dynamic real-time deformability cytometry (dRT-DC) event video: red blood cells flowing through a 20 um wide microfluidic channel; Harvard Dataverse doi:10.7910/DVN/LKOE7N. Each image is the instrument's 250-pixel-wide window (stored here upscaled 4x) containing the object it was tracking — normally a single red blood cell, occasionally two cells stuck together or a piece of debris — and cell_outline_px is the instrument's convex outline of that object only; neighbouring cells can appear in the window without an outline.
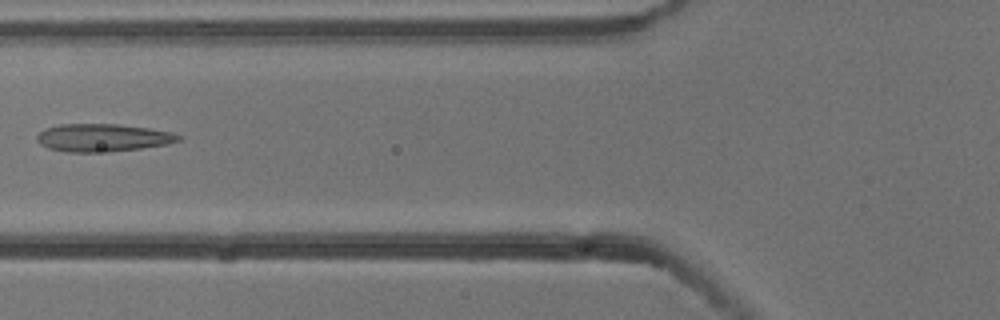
{"species": "common noctule bat (a hibernating species)", "species_latin": "Nyctalus noctula", "temperature_condition": "cold", "stored_images_in_passage": 3, "camera_frame_rate_fps": 3000, "um_per_image_px": 0.085, "animal": {"sex": "male", "body_mass_g": 13.3}, "frame": {"image": 1, "passage_image": 3, "time_ms": 0.667, "image_size_px": [1000, 320], "cell_outline_px": [[184, 136], [180, 140], [168, 144], [140, 148], [108, 152], [68, 152], [48, 148], [40, 144], [36, 140], [36, 136], [44, 128], [60, 124], [120, 124], [148, 128], [172, 132]], "centroid_in_image_um": [8.73, 11.7], "position_along_channel_um": 117.1, "area_um2": 23.06}}